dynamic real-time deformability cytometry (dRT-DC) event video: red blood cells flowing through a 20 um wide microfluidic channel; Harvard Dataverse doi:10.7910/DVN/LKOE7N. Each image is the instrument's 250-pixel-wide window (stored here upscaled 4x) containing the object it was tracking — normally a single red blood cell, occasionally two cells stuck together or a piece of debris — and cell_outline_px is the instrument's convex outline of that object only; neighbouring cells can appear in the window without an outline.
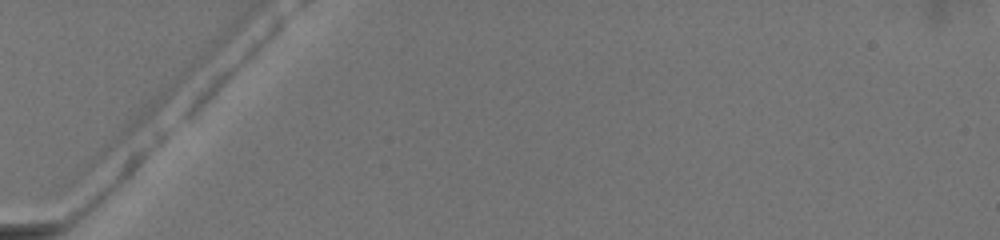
{"species": "common noctule bat (a hibernating species)", "species_latin": "Nyctalus noctula", "temperature_condition": "warm", "stored_images_in_passage": 6, "camera_frame_rate_fps": 3000, "um_per_image_px": 0.085, "animal": {"sex": "female", "body_mass_g": 19.5, "forearm_length_mm": 54.1}, "frame": {"image": 1, "passage_image": 1, "time_ms": 0.0, "image_size_px": [1000, 240], "cell_outline_px": [[284, 20], [280, 28], [196, 116], [184, 116], [184, 108], [212, 80], [276, 20]], "centroid_in_image_um": [19.53, 6.11], "position_along_channel_um": 65.5, "area_um2": 11.16}}